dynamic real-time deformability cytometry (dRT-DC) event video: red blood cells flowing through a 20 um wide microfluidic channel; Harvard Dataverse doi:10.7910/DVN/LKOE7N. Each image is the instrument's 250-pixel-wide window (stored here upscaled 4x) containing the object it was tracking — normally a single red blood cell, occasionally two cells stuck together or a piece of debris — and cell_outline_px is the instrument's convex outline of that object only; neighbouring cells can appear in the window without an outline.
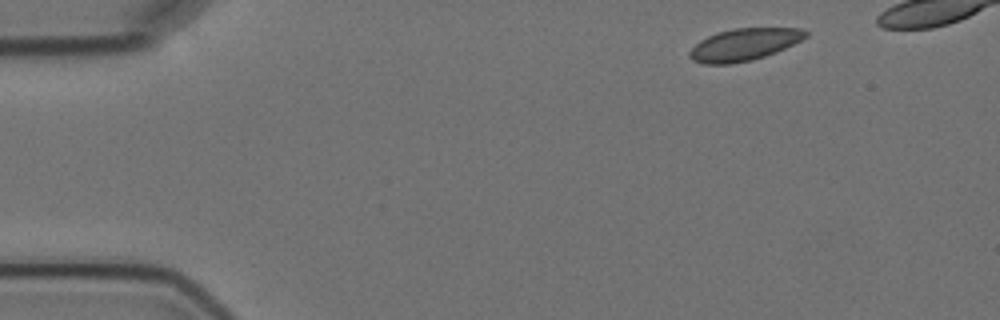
{"species": "Egyptian fruit bat (a non-hibernating species)", "species_latin": "Rousettus aegyptiacus", "temperature_condition": "cold", "stored_images_in_passage": 7, "segment_of_instrument_passage": [1, 2], "camera_frame_rate_fps": 3000, "um_per_image_px": 0.085, "animal": {"sex": "female"}, "frame": {"image": 1, "passage_image": 1, "time_ms": 0.0, "image_size_px": [1000, 320], "cell_outline_px": [[808, 36], [776, 52], [752, 60], [732, 64], [704, 64], [692, 60], [688, 56], [688, 52], [700, 40], [716, 32], [732, 28], [804, 28], [808, 32]], "centroid_in_image_um": [63.22, 3.78], "position_along_channel_um": 21.8, "area_um2": 21.79}}
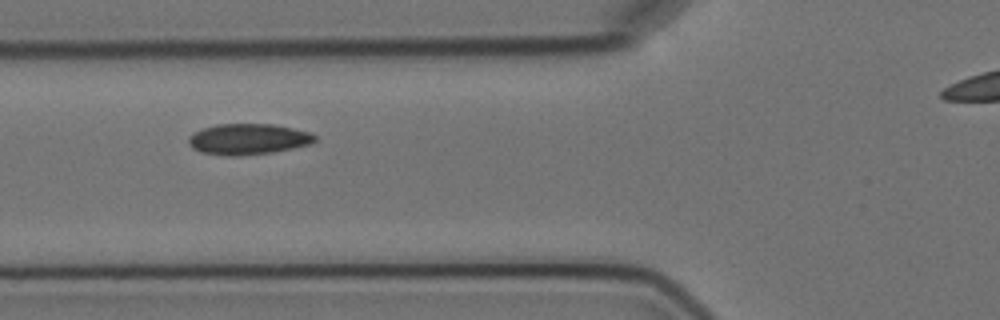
{"frame": {"image": 2, "passage_image": 5, "time_ms": 4.667, "image_size_px": [1000, 320], "cell_outline_px": [[316, 140], [312, 144], [272, 152], [236, 156], [228, 156], [200, 152], [192, 148], [188, 144], [188, 136], [192, 132], [216, 124], [272, 124], [312, 132], [316, 136]], "centroid_in_image_um": [21.08, 11.82], "position_along_channel_um": 104.7, "area_um2": 22.89}}
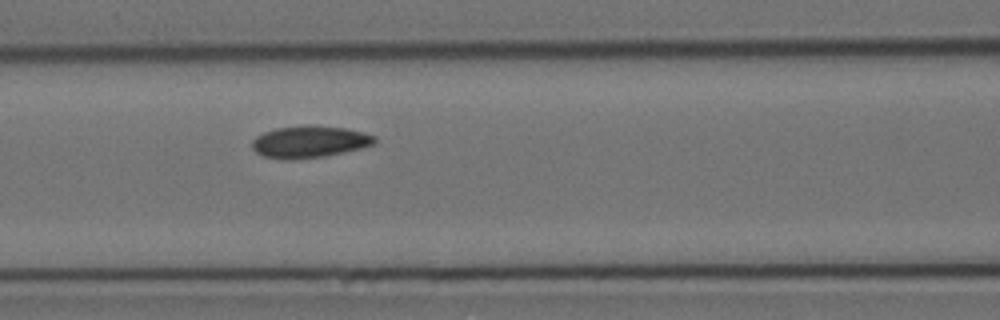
{"frame": {"image": 3, "passage_image": 6, "time_ms": 5.667, "image_size_px": [1000, 320], "cell_outline_px": [[376, 144], [344, 152], [324, 156], [292, 160], [284, 160], [264, 156], [256, 152], [252, 148], [252, 140], [256, 136], [264, 132], [276, 128], [308, 124], [316, 124], [344, 128], [364, 132], [376, 136]], "centroid_in_image_um": [26.31, 12.04], "position_along_channel_um": 140.3, "area_um2": 23.12}}